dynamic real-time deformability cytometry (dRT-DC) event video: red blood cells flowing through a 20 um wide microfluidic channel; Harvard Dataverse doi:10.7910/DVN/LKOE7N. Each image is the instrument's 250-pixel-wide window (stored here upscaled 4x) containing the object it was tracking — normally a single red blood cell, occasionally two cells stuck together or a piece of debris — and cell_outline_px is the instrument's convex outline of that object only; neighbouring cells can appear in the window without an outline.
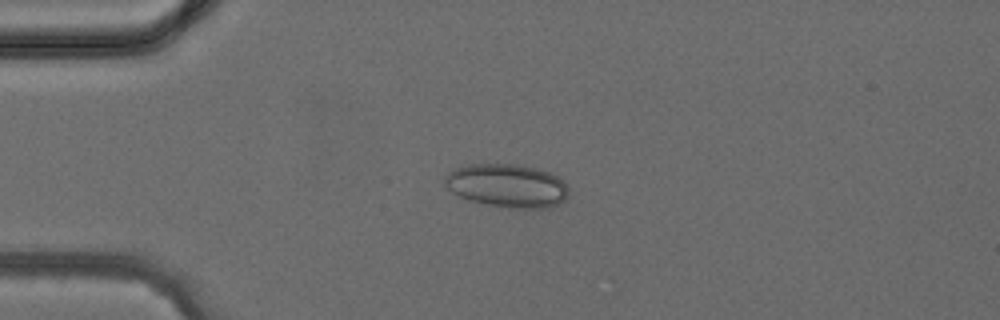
{"species": "common noctule bat (a hibernating species)", "species_latin": "Nyctalus noctula", "temperature_condition": "cold", "stored_images_in_passage": 3, "camera_frame_rate_fps": 3000, "um_per_image_px": 0.085, "animal": {"sex": "female", "body_mass_g": 24.6, "forearm_length_mm": 56.2}, "frame": {"image": 1, "passage_image": 3, "time_ms": 2.333, "image_size_px": [1000, 320], "cell_outline_px": [[568, 192], [564, 200], [552, 208], [516, 208], [488, 204], [472, 200], [460, 196], [452, 192], [444, 184], [444, 176], [448, 172], [456, 168], [472, 164], [516, 164], [536, 168], [548, 172], [564, 180], [568, 188]], "centroid_in_image_um": [43.12, 15.77], "position_along_channel_um": 41.9, "area_um2": 31.15}}